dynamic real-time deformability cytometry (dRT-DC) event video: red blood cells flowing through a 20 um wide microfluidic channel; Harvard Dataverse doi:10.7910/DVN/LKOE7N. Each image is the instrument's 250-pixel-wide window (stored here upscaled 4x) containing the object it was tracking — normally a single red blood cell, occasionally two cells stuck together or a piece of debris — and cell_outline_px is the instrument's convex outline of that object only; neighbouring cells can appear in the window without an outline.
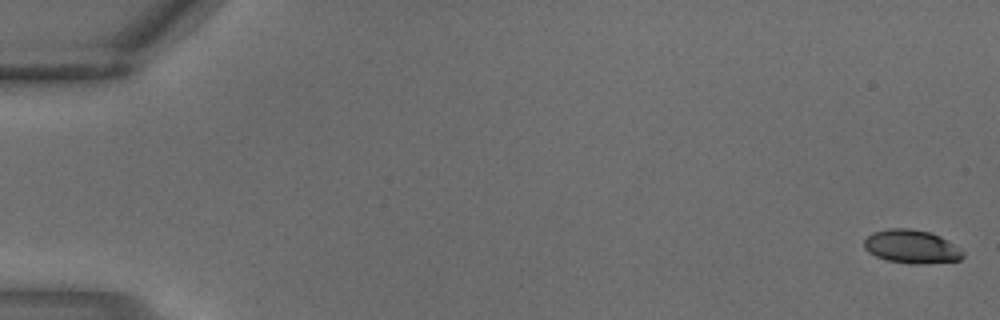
{"species": "common noctule bat (a hibernating species)", "species_latin": "Nyctalus noctula", "temperature_condition": "warm", "stored_images_in_passage": 4, "camera_frame_rate_fps": 3000, "um_per_image_px": 0.085, "animal": {"sex": "male", "body_mass_g": 18.8}, "frame": {"image": 1, "passage_image": 1, "time_ms": 0.0, "image_size_px": [1000, 320], "cell_outline_px": [[964, 256], [960, 260], [920, 264], [916, 264], [888, 260], [876, 256], [868, 252], [864, 248], [864, 240], [872, 232], [888, 228], [912, 228], [932, 232], [940, 236], [960, 248], [964, 252]], "centroid_in_image_um": [77.48, 20.94], "position_along_channel_um": 7.5, "area_um2": 19.36}}